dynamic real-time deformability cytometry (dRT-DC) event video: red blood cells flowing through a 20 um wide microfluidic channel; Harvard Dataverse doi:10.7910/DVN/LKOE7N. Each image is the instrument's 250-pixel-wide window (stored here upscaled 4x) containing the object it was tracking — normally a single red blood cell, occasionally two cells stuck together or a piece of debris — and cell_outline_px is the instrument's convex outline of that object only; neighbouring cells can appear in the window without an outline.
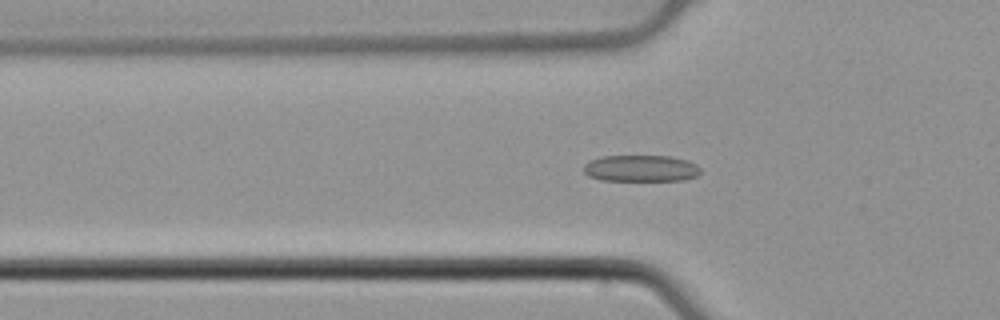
{"species": "common noctule bat (a hibernating species)", "species_latin": "Nyctalus noctula", "temperature_condition": "cold", "stored_images_in_passage": 42, "camera_frame_rate_fps": 3000, "um_per_image_px": 0.085, "animal": {"sex": "male", "body_mass_g": 21.5, "forearm_length_mm": 52.0}, "frame": {"image": 1, "passage_image": 6, "time_ms": 1.667, "image_size_px": [1000, 320], "cell_outline_px": [[700, 172], [696, 176], [684, 180], [600, 180], [588, 176], [584, 172], [584, 164], [600, 156], [668, 156], [688, 160], [696, 164], [700, 168]], "centroid_in_image_um": [54.47, 14.31], "position_along_channel_um": 71.3, "area_um2": 18.03}}
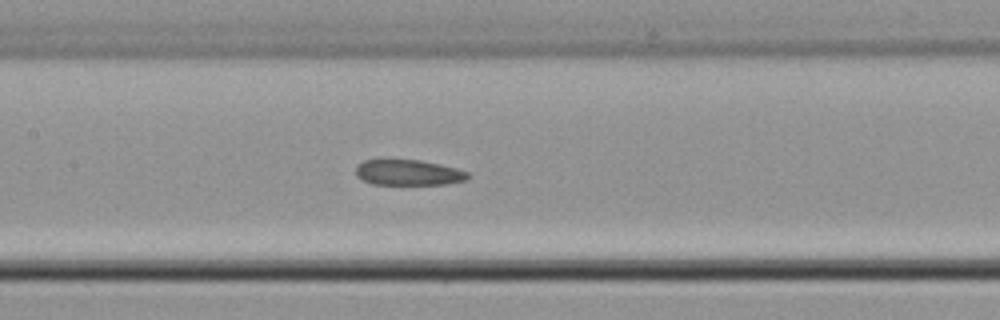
{"frame": {"image": 2, "passage_image": 14, "time_ms": 4.333, "image_size_px": [1000, 320], "cell_outline_px": [[468, 180], [444, 184], [372, 184], [356, 176], [356, 168], [364, 160], [420, 160], [440, 164], [456, 168], [468, 172]], "centroid_in_image_um": [34.73, 14.67], "position_along_channel_um": 172.7, "area_um2": 16.53}}
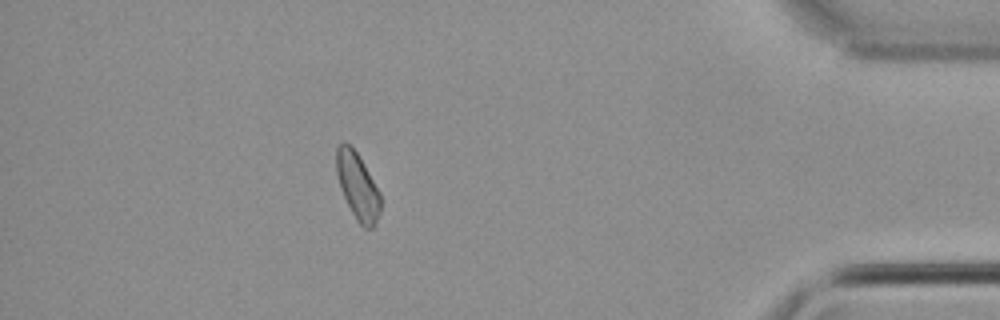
{"frame": {"image": 3, "passage_image": 36, "time_ms": 11.667, "image_size_px": [1000, 320], "cell_outline_px": [[380, 212], [376, 224], [372, 228], [364, 228], [356, 220], [340, 188], [336, 172], [336, 148], [344, 140], [356, 152], [380, 192]], "centroid_in_image_um": [30.39, 15.84], "position_along_channel_um": 404.8, "area_um2": 16.94}, "authors_computed_cell_mechanics": {"area_um2": 18.0047, "velocity_mm_per_s": 3.8238, "shape_relaxation_time_tau1_ms": null, "shape_relaxation_time_tau2_ms": 4.0431, "deformation_change_tau1": null, "deformation_change_tau2": 0.0985}}